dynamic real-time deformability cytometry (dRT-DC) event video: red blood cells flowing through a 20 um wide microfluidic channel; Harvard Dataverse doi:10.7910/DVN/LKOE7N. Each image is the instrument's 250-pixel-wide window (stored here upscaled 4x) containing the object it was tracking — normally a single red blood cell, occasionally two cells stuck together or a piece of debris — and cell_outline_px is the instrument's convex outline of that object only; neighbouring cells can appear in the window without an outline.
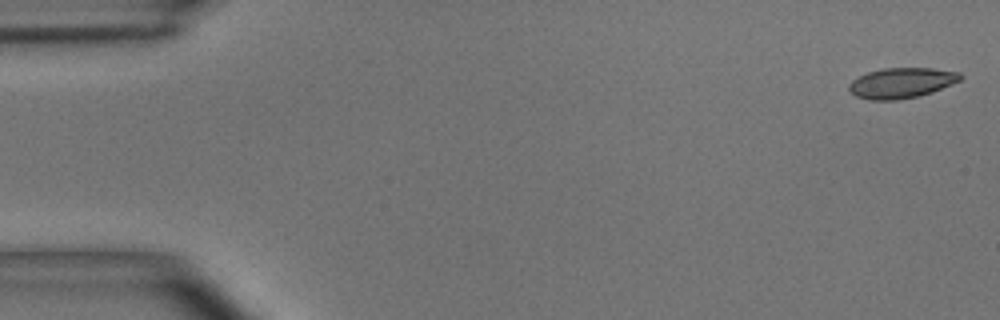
{"species": "common noctule bat (a hibernating species)", "species_latin": "Nyctalus noctula", "temperature_condition": "room temperature", "stored_images_in_passage": 12, "camera_frame_rate_fps": 3000, "um_per_image_px": 0.085, "animal": {"sex": "male", "body_mass_g": 15.6}, "frame": {"image": 1, "passage_image": 1, "time_ms": 0.0, "image_size_px": [1000, 320], "cell_outline_px": [[964, 76], [960, 80], [932, 92], [916, 96], [896, 100], [868, 100], [856, 96], [848, 88], [848, 84], [852, 80], [868, 72], [884, 68], [932, 68], [960, 72]], "centroid_in_image_um": [76.62, 7.04], "position_along_channel_um": 8.4, "area_um2": 19.59}}